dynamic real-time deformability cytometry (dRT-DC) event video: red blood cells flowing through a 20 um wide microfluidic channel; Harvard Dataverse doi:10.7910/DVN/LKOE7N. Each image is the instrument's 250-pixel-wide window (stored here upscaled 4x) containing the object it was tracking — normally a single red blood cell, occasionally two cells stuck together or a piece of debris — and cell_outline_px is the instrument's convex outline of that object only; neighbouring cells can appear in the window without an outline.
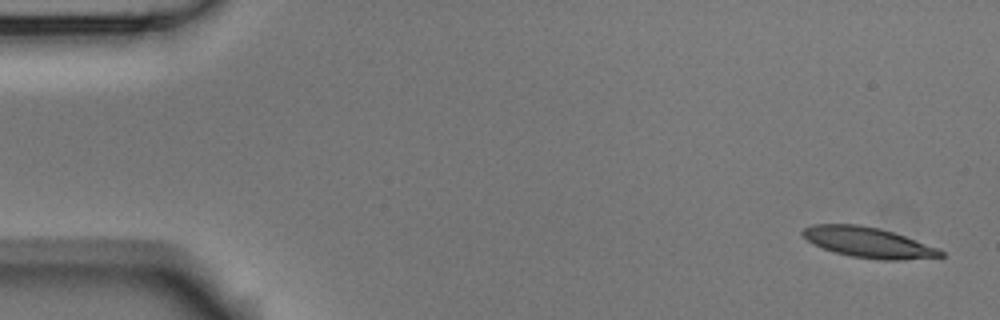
{"species": "Egyptian fruit bat (a non-hibernating species)", "species_latin": "Rousettus aegyptiacus", "temperature_condition": "room temperature", "stored_images_in_passage": 6, "camera_frame_rate_fps": 3000, "um_per_image_px": 0.085, "animal": {"sex": "male"}, "frame": {"image": 1, "passage_image": 1, "time_ms": 0.0, "image_size_px": [1000, 320], "cell_outline_px": [[944, 256], [904, 260], [880, 260], [852, 256], [836, 252], [812, 244], [800, 232], [804, 228], [812, 224], [860, 224], [880, 228], [940, 248], [944, 252]], "centroid_in_image_um": [73.82, 20.6], "position_along_channel_um": 11.2, "area_um2": 24.39}}
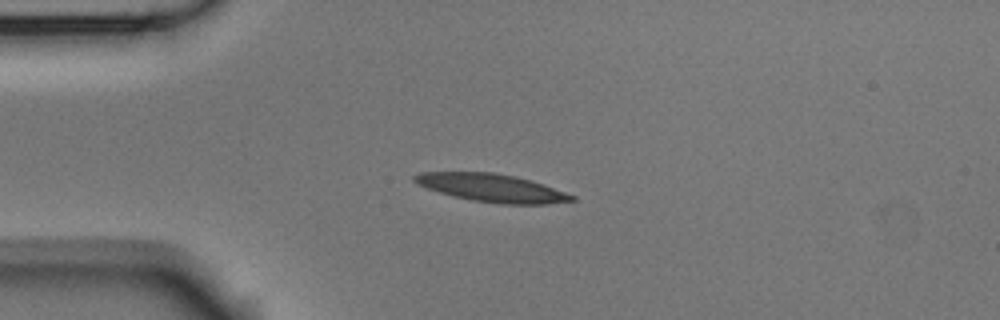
{"frame": {"image": 2, "passage_image": 4, "time_ms": 1.0, "image_size_px": [1000, 320], "cell_outline_px": [[576, 200], [548, 204], [500, 204], [472, 200], [452, 196], [428, 188], [412, 180], [412, 176], [420, 172], [492, 172], [516, 176], [532, 180], [576, 196]], "centroid_in_image_um": [41.83, 15.97], "position_along_channel_um": 43.2, "area_um2": 25.61}}
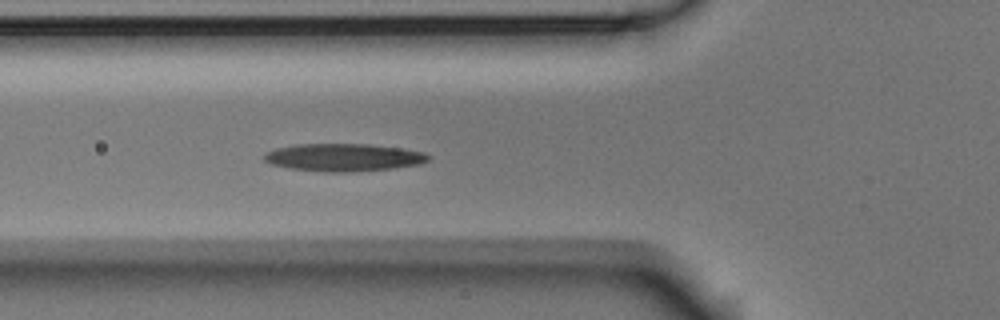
{"frame": {"image": 3, "passage_image": 6, "time_ms": 1.667, "image_size_px": [1000, 320], "cell_outline_px": [[432, 160], [420, 164], [392, 168], [352, 172], [324, 172], [288, 168], [272, 164], [264, 160], [264, 152], [276, 148], [296, 144], [368, 144], [404, 148], [424, 152], [432, 156]], "centroid_in_image_um": [29.24, 13.38], "position_along_channel_um": 96.6, "area_um2": 26.76}}